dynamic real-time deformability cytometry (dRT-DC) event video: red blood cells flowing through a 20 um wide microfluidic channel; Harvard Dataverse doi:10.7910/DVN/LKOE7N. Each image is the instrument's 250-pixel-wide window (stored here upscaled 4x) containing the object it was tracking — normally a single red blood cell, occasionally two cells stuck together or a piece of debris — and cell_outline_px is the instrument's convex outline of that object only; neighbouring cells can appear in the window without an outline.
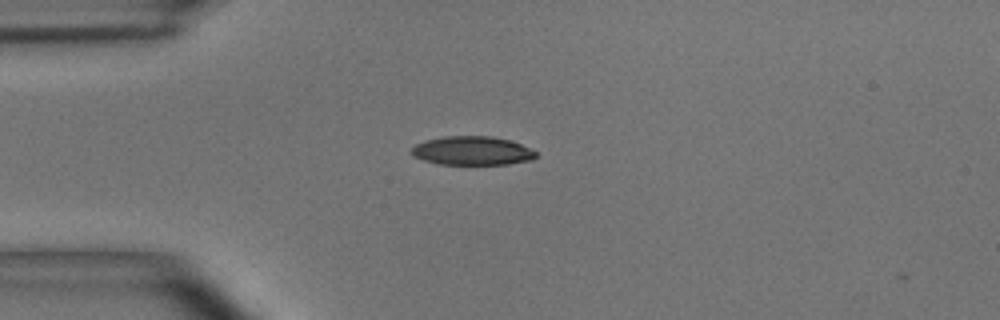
{"species": "common noctule bat (a hibernating species)", "species_latin": "Nyctalus noctula", "temperature_condition": "room temperature", "stored_images_in_passage": 3, "camera_frame_rate_fps": 3000, "um_per_image_px": 0.085, "animal": {"sex": "male", "body_mass_g": 15.6}, "frame": {"image": 1, "passage_image": 1, "time_ms": 0.0, "image_size_px": [1000, 320], "cell_outline_px": [[536, 156], [532, 160], [508, 164], [440, 164], [424, 160], [416, 156], [412, 152], [412, 148], [416, 144], [424, 140], [444, 136], [492, 136], [512, 140], [536, 152]], "centroid_in_image_um": [40.16, 12.8], "position_along_channel_um": 44.8, "area_um2": 20.75}}
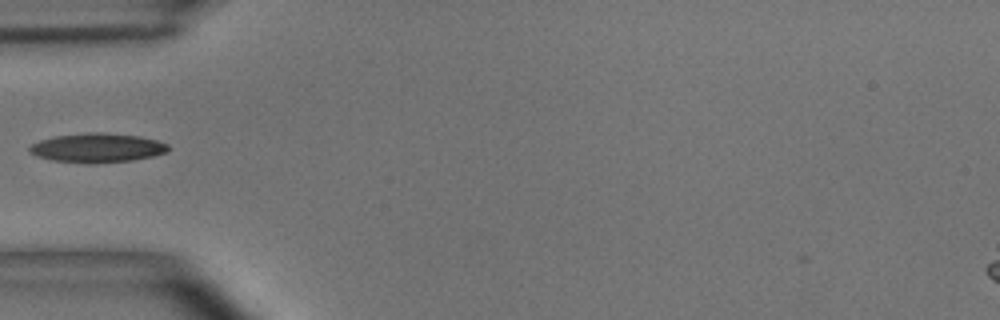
{"frame": {"image": 2, "passage_image": 2, "time_ms": 0.333, "image_size_px": [1000, 320], "cell_outline_px": [[172, 148], [168, 152], [152, 156], [132, 160], [96, 164], [84, 164], [52, 160], [36, 156], [28, 152], [28, 148], [32, 144], [40, 140], [52, 136], [88, 132], [100, 132], [140, 136], [156, 140], [168, 144]], "centroid_in_image_um": [8.26, 12.57], "position_along_channel_um": 76.7, "area_um2": 24.04}}
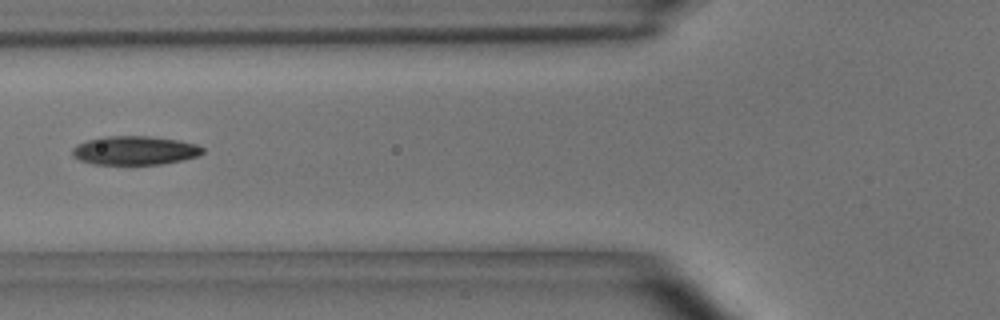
{"frame": {"image": 3, "passage_image": 3, "time_ms": 0.667, "image_size_px": [1000, 320], "cell_outline_px": [[204, 152], [196, 156], [180, 160], [160, 164], [92, 164], [80, 160], [72, 156], [72, 148], [76, 144], [100, 136], [148, 136], [176, 140], [196, 144], [204, 148]], "centroid_in_image_um": [11.4, 12.78], "position_along_channel_um": 114.4, "area_um2": 21.79}}